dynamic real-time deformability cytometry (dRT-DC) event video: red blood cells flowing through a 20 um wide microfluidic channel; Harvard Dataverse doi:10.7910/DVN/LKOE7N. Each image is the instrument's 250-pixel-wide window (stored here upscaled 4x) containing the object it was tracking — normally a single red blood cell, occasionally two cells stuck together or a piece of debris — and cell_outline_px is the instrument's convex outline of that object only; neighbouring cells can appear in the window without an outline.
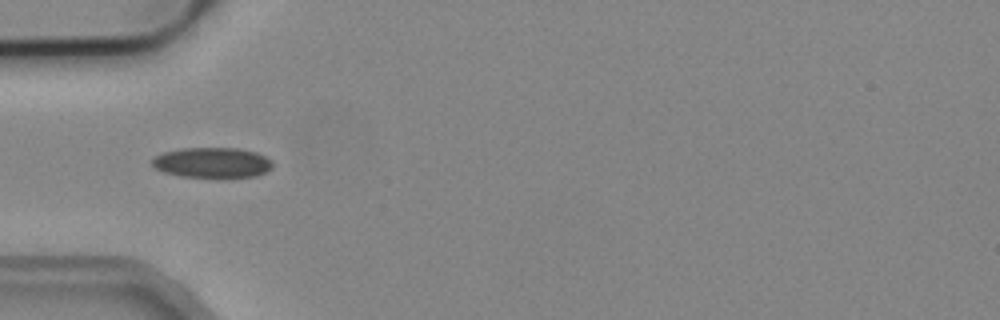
{"species": "common noctule bat (a hibernating species)", "species_latin": "Nyctalus noctula", "temperature_condition": "cold", "stored_images_in_passage": 1, "camera_frame_rate_fps": 3000, "um_per_image_px": 0.085, "animal": {"sex": "male", "body_mass_g": 19.2, "forearm_length_mm": 51.8}, "frame": {"image": 1, "passage_image": 1, "time_ms": 0.0, "image_size_px": [1000, 320], "cell_outline_px": [[272, 168], [256, 176], [180, 176], [164, 172], [156, 168], [152, 164], [152, 160], [156, 156], [164, 152], [180, 148], [240, 148], [256, 152], [272, 160]], "centroid_in_image_um": [18.05, 13.8], "position_along_channel_um": 67.0, "area_um2": 20.92}}